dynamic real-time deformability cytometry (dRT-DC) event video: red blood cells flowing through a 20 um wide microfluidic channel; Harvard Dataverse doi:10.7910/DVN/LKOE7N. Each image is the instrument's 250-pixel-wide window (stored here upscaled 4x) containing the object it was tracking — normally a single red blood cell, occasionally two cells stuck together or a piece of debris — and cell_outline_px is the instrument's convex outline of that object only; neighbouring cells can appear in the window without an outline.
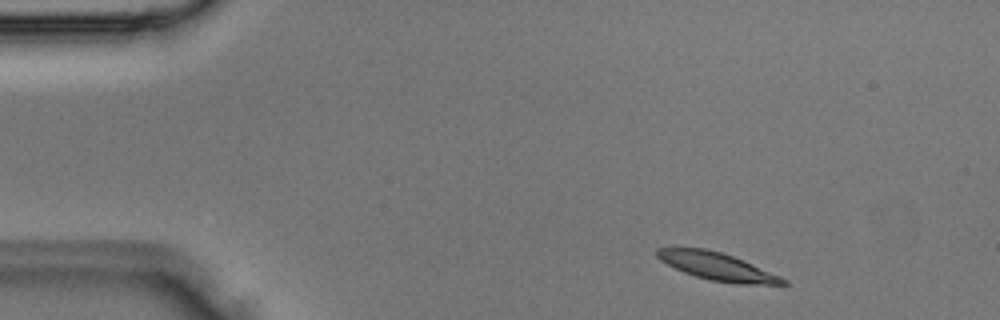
{"species": "Egyptian fruit bat (a non-hibernating species)", "species_latin": "Rousettus aegyptiacus", "temperature_condition": "room temperature", "stored_images_in_passage": 2, "camera_frame_rate_fps": 3000, "um_per_image_px": 0.085, "animal": {"sex": "male"}, "frame": {"image": 1, "passage_image": 1, "time_ms": 0.0, "image_size_px": [1000, 320], "cell_outline_px": [[788, 284], [736, 284], [712, 280], [696, 276], [684, 272], [660, 260], [656, 256], [656, 248], [704, 248], [720, 252], [744, 260], [780, 276], [788, 280]], "centroid_in_image_um": [60.97, 22.65], "position_along_channel_um": 24.0, "area_um2": 20.0}}